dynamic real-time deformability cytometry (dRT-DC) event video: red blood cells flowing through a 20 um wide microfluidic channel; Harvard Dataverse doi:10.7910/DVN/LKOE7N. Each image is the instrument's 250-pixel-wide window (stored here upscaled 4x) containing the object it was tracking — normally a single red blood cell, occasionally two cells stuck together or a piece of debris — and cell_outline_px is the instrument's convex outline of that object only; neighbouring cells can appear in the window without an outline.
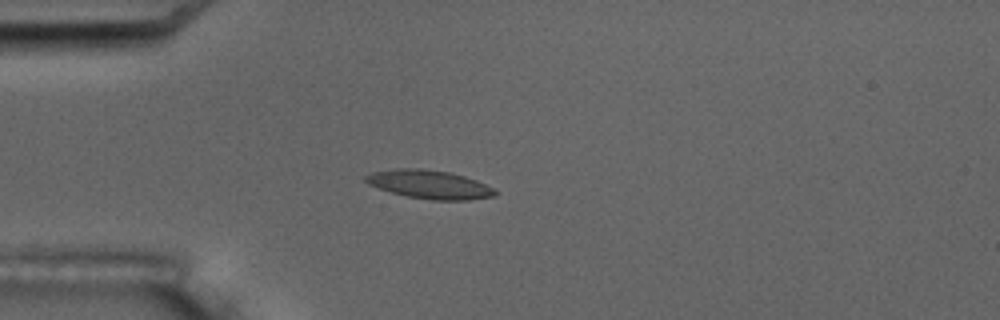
{"species": "common noctule bat (a hibernating species)", "species_latin": "Nyctalus noctula", "temperature_condition": "room temperature", "stored_images_in_passage": 5, "camera_frame_rate_fps": 3000, "um_per_image_px": 0.085, "animal": {"sex": "male", "body_mass_g": 17.5, "forearm_length_mm": 52.3}, "frame": {"image": 1, "passage_image": 5, "time_ms": 5.333, "image_size_px": [1000, 320], "cell_outline_px": [[496, 196], [468, 200], [432, 200], [408, 196], [392, 192], [368, 184], [364, 180], [364, 176], [372, 172], [396, 168], [420, 168], [448, 172], [464, 176], [476, 180], [496, 188]], "centroid_in_image_um": [36.53, 15.67], "position_along_channel_um": 48.5, "area_um2": 21.5}}